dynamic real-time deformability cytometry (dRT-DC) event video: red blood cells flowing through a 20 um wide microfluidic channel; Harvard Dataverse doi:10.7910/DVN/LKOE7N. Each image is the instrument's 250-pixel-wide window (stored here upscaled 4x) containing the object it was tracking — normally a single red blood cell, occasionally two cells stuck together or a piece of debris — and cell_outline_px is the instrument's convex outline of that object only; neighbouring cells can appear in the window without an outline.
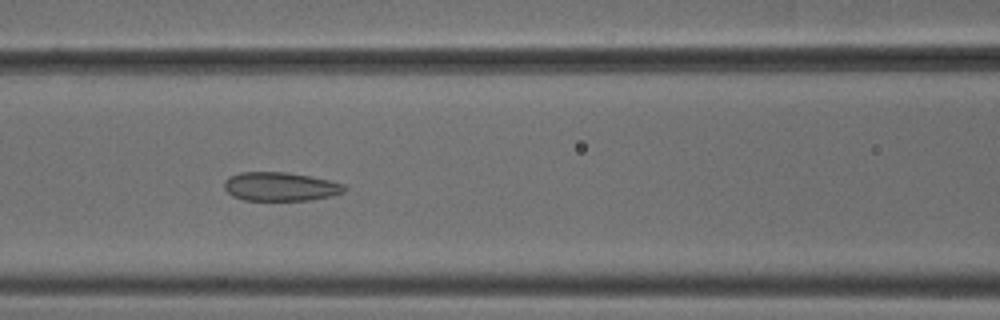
{"species": "common noctule bat (a hibernating species)", "species_latin": "Nyctalus noctula", "temperature_condition": "cold", "stored_images_in_passage": 46, "camera_frame_rate_fps": 3000, "um_per_image_px": 0.085, "animal": {"sex": "male", "body_mass_g": 18.8}, "frame": {"image": 1, "passage_image": 16, "time_ms": 5.0, "image_size_px": [1000, 320], "cell_outline_px": [[348, 188], [344, 192], [332, 196], [312, 200], [244, 200], [232, 196], [224, 188], [224, 180], [228, 176], [240, 172], [288, 172], [328, 180], [344, 184]], "centroid_in_image_um": [23.82, 15.86], "position_along_channel_um": 142.8, "area_um2": 20.29}}
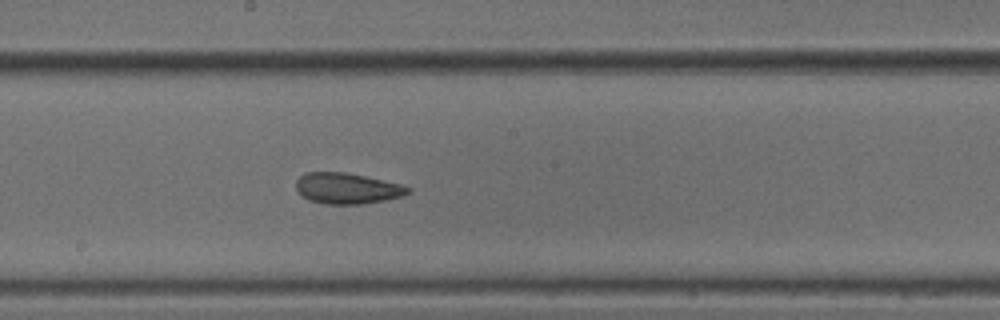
{"frame": {"image": 2, "passage_image": 22, "time_ms": 7.0, "image_size_px": [1000, 320], "cell_outline_px": [[412, 192], [400, 196], [384, 200], [360, 204], [324, 204], [308, 200], [296, 192], [296, 180], [304, 172], [344, 172], [364, 176], [400, 184], [412, 188]], "centroid_in_image_um": [29.46, 16.01], "position_along_channel_um": 218.7, "area_um2": 20.17}}
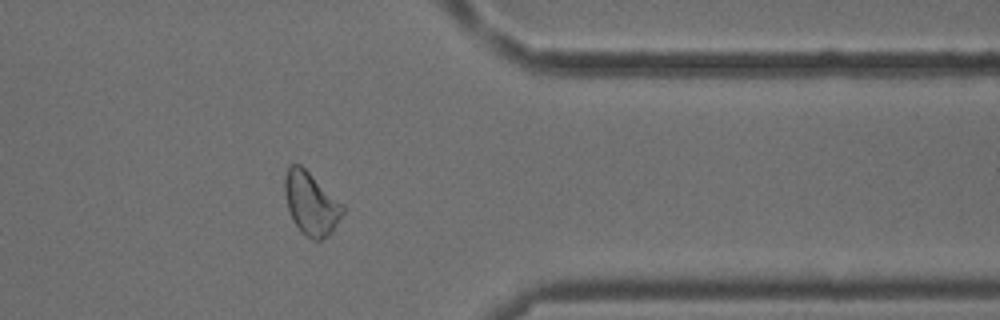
{"frame": {"image": 3, "passage_image": 36, "time_ms": 11.667, "image_size_px": [1000, 320], "cell_outline_px": [[344, 212], [332, 232], [328, 236], [320, 240], [312, 240], [300, 232], [292, 220], [288, 208], [284, 192], [284, 176], [288, 164], [300, 164], [344, 204]], "centroid_in_image_um": [26.43, 17.3], "position_along_channel_um": 385.0, "area_um2": 21.5}, "authors_computed_cell_mechanics": {"area_um2": 21.1837, "velocity_mm_per_s": 3.8056, "shape_relaxation_time_tau1_ms": 9.0976, "shape_relaxation_time_tau2_ms": 2.5537, "deformation_change_tau1": 0.1258, "deformation_change_tau2": 0.1025}}